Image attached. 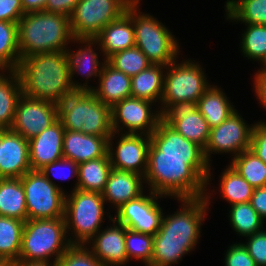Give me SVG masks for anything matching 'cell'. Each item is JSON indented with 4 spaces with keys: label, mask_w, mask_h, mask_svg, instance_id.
I'll list each match as a JSON object with an SVG mask.
<instances>
[{
    "label": "cell",
    "mask_w": 266,
    "mask_h": 266,
    "mask_svg": "<svg viewBox=\"0 0 266 266\" xmlns=\"http://www.w3.org/2000/svg\"><path fill=\"white\" fill-rule=\"evenodd\" d=\"M0 146H1V127H0Z\"/></svg>",
    "instance_id": "obj_54"
},
{
    "label": "cell",
    "mask_w": 266,
    "mask_h": 266,
    "mask_svg": "<svg viewBox=\"0 0 266 266\" xmlns=\"http://www.w3.org/2000/svg\"><path fill=\"white\" fill-rule=\"evenodd\" d=\"M104 204L106 202L98 192L76 189L69 195L66 193L64 219L71 244L85 245L101 230L106 215Z\"/></svg>",
    "instance_id": "obj_8"
},
{
    "label": "cell",
    "mask_w": 266,
    "mask_h": 266,
    "mask_svg": "<svg viewBox=\"0 0 266 266\" xmlns=\"http://www.w3.org/2000/svg\"><path fill=\"white\" fill-rule=\"evenodd\" d=\"M205 197L177 199L181 208L171 215L163 214L159 231L154 235L153 255L149 266H172L180 263L184 255L196 249L201 226L210 209L211 194ZM208 194V195H207Z\"/></svg>",
    "instance_id": "obj_2"
},
{
    "label": "cell",
    "mask_w": 266,
    "mask_h": 266,
    "mask_svg": "<svg viewBox=\"0 0 266 266\" xmlns=\"http://www.w3.org/2000/svg\"><path fill=\"white\" fill-rule=\"evenodd\" d=\"M145 178L138 173L113 169L110 171L102 197L113 209H119L126 202L144 193ZM115 207V208H114Z\"/></svg>",
    "instance_id": "obj_22"
},
{
    "label": "cell",
    "mask_w": 266,
    "mask_h": 266,
    "mask_svg": "<svg viewBox=\"0 0 266 266\" xmlns=\"http://www.w3.org/2000/svg\"><path fill=\"white\" fill-rule=\"evenodd\" d=\"M58 119V104L26 95L19 98L10 130L30 140Z\"/></svg>",
    "instance_id": "obj_16"
},
{
    "label": "cell",
    "mask_w": 266,
    "mask_h": 266,
    "mask_svg": "<svg viewBox=\"0 0 266 266\" xmlns=\"http://www.w3.org/2000/svg\"><path fill=\"white\" fill-rule=\"evenodd\" d=\"M24 14L21 0H0V21L18 23Z\"/></svg>",
    "instance_id": "obj_46"
},
{
    "label": "cell",
    "mask_w": 266,
    "mask_h": 266,
    "mask_svg": "<svg viewBox=\"0 0 266 266\" xmlns=\"http://www.w3.org/2000/svg\"><path fill=\"white\" fill-rule=\"evenodd\" d=\"M243 243L257 266H266V229L246 237Z\"/></svg>",
    "instance_id": "obj_43"
},
{
    "label": "cell",
    "mask_w": 266,
    "mask_h": 266,
    "mask_svg": "<svg viewBox=\"0 0 266 266\" xmlns=\"http://www.w3.org/2000/svg\"><path fill=\"white\" fill-rule=\"evenodd\" d=\"M225 6L228 21L266 25V0H227Z\"/></svg>",
    "instance_id": "obj_32"
},
{
    "label": "cell",
    "mask_w": 266,
    "mask_h": 266,
    "mask_svg": "<svg viewBox=\"0 0 266 266\" xmlns=\"http://www.w3.org/2000/svg\"><path fill=\"white\" fill-rule=\"evenodd\" d=\"M263 67V68H262ZM256 74H266V61L261 66V69H259Z\"/></svg>",
    "instance_id": "obj_53"
},
{
    "label": "cell",
    "mask_w": 266,
    "mask_h": 266,
    "mask_svg": "<svg viewBox=\"0 0 266 266\" xmlns=\"http://www.w3.org/2000/svg\"><path fill=\"white\" fill-rule=\"evenodd\" d=\"M0 216L27 220L25 192L20 178H0Z\"/></svg>",
    "instance_id": "obj_31"
},
{
    "label": "cell",
    "mask_w": 266,
    "mask_h": 266,
    "mask_svg": "<svg viewBox=\"0 0 266 266\" xmlns=\"http://www.w3.org/2000/svg\"><path fill=\"white\" fill-rule=\"evenodd\" d=\"M108 214L110 222L113 223L112 226L109 225L110 227L107 226L104 230L101 229L85 245L88 246L103 266H123L128 262L125 248L127 228L117 222L110 213Z\"/></svg>",
    "instance_id": "obj_19"
},
{
    "label": "cell",
    "mask_w": 266,
    "mask_h": 266,
    "mask_svg": "<svg viewBox=\"0 0 266 266\" xmlns=\"http://www.w3.org/2000/svg\"><path fill=\"white\" fill-rule=\"evenodd\" d=\"M46 3L47 0H21V5L25 13L44 11Z\"/></svg>",
    "instance_id": "obj_50"
},
{
    "label": "cell",
    "mask_w": 266,
    "mask_h": 266,
    "mask_svg": "<svg viewBox=\"0 0 266 266\" xmlns=\"http://www.w3.org/2000/svg\"><path fill=\"white\" fill-rule=\"evenodd\" d=\"M25 221L0 216V257L18 262Z\"/></svg>",
    "instance_id": "obj_34"
},
{
    "label": "cell",
    "mask_w": 266,
    "mask_h": 266,
    "mask_svg": "<svg viewBox=\"0 0 266 266\" xmlns=\"http://www.w3.org/2000/svg\"><path fill=\"white\" fill-rule=\"evenodd\" d=\"M228 98L223 89L211 85L197 101V109L210 129L219 126L237 110Z\"/></svg>",
    "instance_id": "obj_27"
},
{
    "label": "cell",
    "mask_w": 266,
    "mask_h": 266,
    "mask_svg": "<svg viewBox=\"0 0 266 266\" xmlns=\"http://www.w3.org/2000/svg\"><path fill=\"white\" fill-rule=\"evenodd\" d=\"M79 0H47L44 11L71 16Z\"/></svg>",
    "instance_id": "obj_47"
},
{
    "label": "cell",
    "mask_w": 266,
    "mask_h": 266,
    "mask_svg": "<svg viewBox=\"0 0 266 266\" xmlns=\"http://www.w3.org/2000/svg\"><path fill=\"white\" fill-rule=\"evenodd\" d=\"M107 62L130 77L137 75L152 65L137 46L113 54L107 59Z\"/></svg>",
    "instance_id": "obj_39"
},
{
    "label": "cell",
    "mask_w": 266,
    "mask_h": 266,
    "mask_svg": "<svg viewBox=\"0 0 266 266\" xmlns=\"http://www.w3.org/2000/svg\"><path fill=\"white\" fill-rule=\"evenodd\" d=\"M229 209V221L233 230L241 237H249L263 230L264 220L252 207L250 202L236 203Z\"/></svg>",
    "instance_id": "obj_36"
},
{
    "label": "cell",
    "mask_w": 266,
    "mask_h": 266,
    "mask_svg": "<svg viewBox=\"0 0 266 266\" xmlns=\"http://www.w3.org/2000/svg\"><path fill=\"white\" fill-rule=\"evenodd\" d=\"M30 170L28 140L19 133L1 128L0 178H21Z\"/></svg>",
    "instance_id": "obj_20"
},
{
    "label": "cell",
    "mask_w": 266,
    "mask_h": 266,
    "mask_svg": "<svg viewBox=\"0 0 266 266\" xmlns=\"http://www.w3.org/2000/svg\"><path fill=\"white\" fill-rule=\"evenodd\" d=\"M20 61L18 23L0 21V70H16Z\"/></svg>",
    "instance_id": "obj_35"
},
{
    "label": "cell",
    "mask_w": 266,
    "mask_h": 266,
    "mask_svg": "<svg viewBox=\"0 0 266 266\" xmlns=\"http://www.w3.org/2000/svg\"><path fill=\"white\" fill-rule=\"evenodd\" d=\"M58 119L65 130L106 137L113 134L111 107L92 91H74L58 104Z\"/></svg>",
    "instance_id": "obj_5"
},
{
    "label": "cell",
    "mask_w": 266,
    "mask_h": 266,
    "mask_svg": "<svg viewBox=\"0 0 266 266\" xmlns=\"http://www.w3.org/2000/svg\"><path fill=\"white\" fill-rule=\"evenodd\" d=\"M74 42L82 44L76 51L71 50L69 47L64 51L70 71L71 84L75 91H92L93 87L88 85L91 77L99 78L102 69L106 63V59H102L103 62H99V52H102L99 43L93 38L75 39ZM84 44V45H83ZM95 44V45H94ZM97 46V47H96ZM95 47V48H93ZM81 74L84 77L85 83L76 82L73 78L74 75Z\"/></svg>",
    "instance_id": "obj_18"
},
{
    "label": "cell",
    "mask_w": 266,
    "mask_h": 266,
    "mask_svg": "<svg viewBox=\"0 0 266 266\" xmlns=\"http://www.w3.org/2000/svg\"><path fill=\"white\" fill-rule=\"evenodd\" d=\"M224 257L225 266H257L242 242L231 244Z\"/></svg>",
    "instance_id": "obj_44"
},
{
    "label": "cell",
    "mask_w": 266,
    "mask_h": 266,
    "mask_svg": "<svg viewBox=\"0 0 266 266\" xmlns=\"http://www.w3.org/2000/svg\"><path fill=\"white\" fill-rule=\"evenodd\" d=\"M103 52V59L135 46L133 19L126 11L118 19L107 24L94 38Z\"/></svg>",
    "instance_id": "obj_24"
},
{
    "label": "cell",
    "mask_w": 266,
    "mask_h": 266,
    "mask_svg": "<svg viewBox=\"0 0 266 266\" xmlns=\"http://www.w3.org/2000/svg\"><path fill=\"white\" fill-rule=\"evenodd\" d=\"M253 82L256 98L266 110V74H255Z\"/></svg>",
    "instance_id": "obj_49"
},
{
    "label": "cell",
    "mask_w": 266,
    "mask_h": 266,
    "mask_svg": "<svg viewBox=\"0 0 266 266\" xmlns=\"http://www.w3.org/2000/svg\"><path fill=\"white\" fill-rule=\"evenodd\" d=\"M150 138L151 142L160 150V156L205 157L204 149L201 146L186 139L162 120L159 121Z\"/></svg>",
    "instance_id": "obj_25"
},
{
    "label": "cell",
    "mask_w": 266,
    "mask_h": 266,
    "mask_svg": "<svg viewBox=\"0 0 266 266\" xmlns=\"http://www.w3.org/2000/svg\"><path fill=\"white\" fill-rule=\"evenodd\" d=\"M20 179L28 220L64 217L66 193L62 186L52 184L40 170H30Z\"/></svg>",
    "instance_id": "obj_10"
},
{
    "label": "cell",
    "mask_w": 266,
    "mask_h": 266,
    "mask_svg": "<svg viewBox=\"0 0 266 266\" xmlns=\"http://www.w3.org/2000/svg\"><path fill=\"white\" fill-rule=\"evenodd\" d=\"M219 191L221 197L230 206L236 203L250 202L254 188L230 164L220 176Z\"/></svg>",
    "instance_id": "obj_33"
},
{
    "label": "cell",
    "mask_w": 266,
    "mask_h": 266,
    "mask_svg": "<svg viewBox=\"0 0 266 266\" xmlns=\"http://www.w3.org/2000/svg\"><path fill=\"white\" fill-rule=\"evenodd\" d=\"M92 92L111 108L131 96V77L112 67L107 61L98 78V86Z\"/></svg>",
    "instance_id": "obj_26"
},
{
    "label": "cell",
    "mask_w": 266,
    "mask_h": 266,
    "mask_svg": "<svg viewBox=\"0 0 266 266\" xmlns=\"http://www.w3.org/2000/svg\"><path fill=\"white\" fill-rule=\"evenodd\" d=\"M40 171L54 185H56V183L52 180V175L57 179L62 180H67L73 177H76V180H78V164L65 158L45 165Z\"/></svg>",
    "instance_id": "obj_42"
},
{
    "label": "cell",
    "mask_w": 266,
    "mask_h": 266,
    "mask_svg": "<svg viewBox=\"0 0 266 266\" xmlns=\"http://www.w3.org/2000/svg\"><path fill=\"white\" fill-rule=\"evenodd\" d=\"M71 245L64 217L27 219L18 262H57Z\"/></svg>",
    "instance_id": "obj_6"
},
{
    "label": "cell",
    "mask_w": 266,
    "mask_h": 266,
    "mask_svg": "<svg viewBox=\"0 0 266 266\" xmlns=\"http://www.w3.org/2000/svg\"><path fill=\"white\" fill-rule=\"evenodd\" d=\"M22 94L59 104L75 90L64 52L35 54L21 58L16 69Z\"/></svg>",
    "instance_id": "obj_3"
},
{
    "label": "cell",
    "mask_w": 266,
    "mask_h": 266,
    "mask_svg": "<svg viewBox=\"0 0 266 266\" xmlns=\"http://www.w3.org/2000/svg\"><path fill=\"white\" fill-rule=\"evenodd\" d=\"M165 71L166 66L152 64L147 69L132 76L131 96L160 104L164 90Z\"/></svg>",
    "instance_id": "obj_28"
},
{
    "label": "cell",
    "mask_w": 266,
    "mask_h": 266,
    "mask_svg": "<svg viewBox=\"0 0 266 266\" xmlns=\"http://www.w3.org/2000/svg\"><path fill=\"white\" fill-rule=\"evenodd\" d=\"M210 170L205 157L160 156V150L151 142L145 184L164 197L201 198L210 188Z\"/></svg>",
    "instance_id": "obj_1"
},
{
    "label": "cell",
    "mask_w": 266,
    "mask_h": 266,
    "mask_svg": "<svg viewBox=\"0 0 266 266\" xmlns=\"http://www.w3.org/2000/svg\"><path fill=\"white\" fill-rule=\"evenodd\" d=\"M111 170L108 153L104 157L78 164V180L73 190L102 193Z\"/></svg>",
    "instance_id": "obj_30"
},
{
    "label": "cell",
    "mask_w": 266,
    "mask_h": 266,
    "mask_svg": "<svg viewBox=\"0 0 266 266\" xmlns=\"http://www.w3.org/2000/svg\"><path fill=\"white\" fill-rule=\"evenodd\" d=\"M13 264L10 260L0 257V266H13Z\"/></svg>",
    "instance_id": "obj_52"
},
{
    "label": "cell",
    "mask_w": 266,
    "mask_h": 266,
    "mask_svg": "<svg viewBox=\"0 0 266 266\" xmlns=\"http://www.w3.org/2000/svg\"><path fill=\"white\" fill-rule=\"evenodd\" d=\"M230 165L255 189L266 186V164L250 149L234 157Z\"/></svg>",
    "instance_id": "obj_37"
},
{
    "label": "cell",
    "mask_w": 266,
    "mask_h": 266,
    "mask_svg": "<svg viewBox=\"0 0 266 266\" xmlns=\"http://www.w3.org/2000/svg\"><path fill=\"white\" fill-rule=\"evenodd\" d=\"M250 150L266 164V121H257L252 130Z\"/></svg>",
    "instance_id": "obj_45"
},
{
    "label": "cell",
    "mask_w": 266,
    "mask_h": 266,
    "mask_svg": "<svg viewBox=\"0 0 266 266\" xmlns=\"http://www.w3.org/2000/svg\"><path fill=\"white\" fill-rule=\"evenodd\" d=\"M108 151L106 137L65 130L63 136V158L77 164L104 157Z\"/></svg>",
    "instance_id": "obj_23"
},
{
    "label": "cell",
    "mask_w": 266,
    "mask_h": 266,
    "mask_svg": "<svg viewBox=\"0 0 266 266\" xmlns=\"http://www.w3.org/2000/svg\"><path fill=\"white\" fill-rule=\"evenodd\" d=\"M134 0H79L70 16L75 39L95 38L110 22L126 12Z\"/></svg>",
    "instance_id": "obj_11"
},
{
    "label": "cell",
    "mask_w": 266,
    "mask_h": 266,
    "mask_svg": "<svg viewBox=\"0 0 266 266\" xmlns=\"http://www.w3.org/2000/svg\"><path fill=\"white\" fill-rule=\"evenodd\" d=\"M161 120L174 128L186 139L205 149L210 127L197 109V102L183 101L169 104L161 112Z\"/></svg>",
    "instance_id": "obj_17"
},
{
    "label": "cell",
    "mask_w": 266,
    "mask_h": 266,
    "mask_svg": "<svg viewBox=\"0 0 266 266\" xmlns=\"http://www.w3.org/2000/svg\"><path fill=\"white\" fill-rule=\"evenodd\" d=\"M177 61L176 59L166 66L163 96L160 106H157L160 112L169 104L197 102L211 86L200 63L191 59L182 60L181 63Z\"/></svg>",
    "instance_id": "obj_9"
},
{
    "label": "cell",
    "mask_w": 266,
    "mask_h": 266,
    "mask_svg": "<svg viewBox=\"0 0 266 266\" xmlns=\"http://www.w3.org/2000/svg\"><path fill=\"white\" fill-rule=\"evenodd\" d=\"M246 29L241 36L240 49L244 57L259 61L262 65L266 61V25L245 24Z\"/></svg>",
    "instance_id": "obj_38"
},
{
    "label": "cell",
    "mask_w": 266,
    "mask_h": 266,
    "mask_svg": "<svg viewBox=\"0 0 266 266\" xmlns=\"http://www.w3.org/2000/svg\"><path fill=\"white\" fill-rule=\"evenodd\" d=\"M250 204L260 217L266 221V186L255 188L253 190Z\"/></svg>",
    "instance_id": "obj_48"
},
{
    "label": "cell",
    "mask_w": 266,
    "mask_h": 266,
    "mask_svg": "<svg viewBox=\"0 0 266 266\" xmlns=\"http://www.w3.org/2000/svg\"><path fill=\"white\" fill-rule=\"evenodd\" d=\"M154 104L151 101L132 96L116 103L111 108L113 132L150 136L161 120L159 108L152 109Z\"/></svg>",
    "instance_id": "obj_12"
},
{
    "label": "cell",
    "mask_w": 266,
    "mask_h": 266,
    "mask_svg": "<svg viewBox=\"0 0 266 266\" xmlns=\"http://www.w3.org/2000/svg\"><path fill=\"white\" fill-rule=\"evenodd\" d=\"M74 42L70 17L46 11L27 12L18 21L21 58L35 54L64 52Z\"/></svg>",
    "instance_id": "obj_4"
},
{
    "label": "cell",
    "mask_w": 266,
    "mask_h": 266,
    "mask_svg": "<svg viewBox=\"0 0 266 266\" xmlns=\"http://www.w3.org/2000/svg\"><path fill=\"white\" fill-rule=\"evenodd\" d=\"M114 139H117L116 149L113 147ZM150 144L151 138L145 134L120 133L119 135V133L113 132L108 139L107 151L112 168L131 171L144 177L147 171Z\"/></svg>",
    "instance_id": "obj_15"
},
{
    "label": "cell",
    "mask_w": 266,
    "mask_h": 266,
    "mask_svg": "<svg viewBox=\"0 0 266 266\" xmlns=\"http://www.w3.org/2000/svg\"><path fill=\"white\" fill-rule=\"evenodd\" d=\"M56 266H103L88 246L72 244L57 260Z\"/></svg>",
    "instance_id": "obj_41"
},
{
    "label": "cell",
    "mask_w": 266,
    "mask_h": 266,
    "mask_svg": "<svg viewBox=\"0 0 266 266\" xmlns=\"http://www.w3.org/2000/svg\"><path fill=\"white\" fill-rule=\"evenodd\" d=\"M64 132L65 128L57 119L47 129L28 140L31 170H40L63 158Z\"/></svg>",
    "instance_id": "obj_21"
},
{
    "label": "cell",
    "mask_w": 266,
    "mask_h": 266,
    "mask_svg": "<svg viewBox=\"0 0 266 266\" xmlns=\"http://www.w3.org/2000/svg\"><path fill=\"white\" fill-rule=\"evenodd\" d=\"M8 74V75H7ZM22 95L20 77L16 70H0V127L10 129L16 105Z\"/></svg>",
    "instance_id": "obj_29"
},
{
    "label": "cell",
    "mask_w": 266,
    "mask_h": 266,
    "mask_svg": "<svg viewBox=\"0 0 266 266\" xmlns=\"http://www.w3.org/2000/svg\"><path fill=\"white\" fill-rule=\"evenodd\" d=\"M147 191L149 195L144 192L117 209L114 219L128 229L154 236L159 231L165 214L157 201L166 197Z\"/></svg>",
    "instance_id": "obj_14"
},
{
    "label": "cell",
    "mask_w": 266,
    "mask_h": 266,
    "mask_svg": "<svg viewBox=\"0 0 266 266\" xmlns=\"http://www.w3.org/2000/svg\"><path fill=\"white\" fill-rule=\"evenodd\" d=\"M140 0H134L126 9L133 19L135 46L152 64L167 66L180 56L179 42L162 22L139 11Z\"/></svg>",
    "instance_id": "obj_7"
},
{
    "label": "cell",
    "mask_w": 266,
    "mask_h": 266,
    "mask_svg": "<svg viewBox=\"0 0 266 266\" xmlns=\"http://www.w3.org/2000/svg\"><path fill=\"white\" fill-rule=\"evenodd\" d=\"M154 236L126 229L125 248L127 261L131 258L140 260L145 266L151 264L153 255Z\"/></svg>",
    "instance_id": "obj_40"
},
{
    "label": "cell",
    "mask_w": 266,
    "mask_h": 266,
    "mask_svg": "<svg viewBox=\"0 0 266 266\" xmlns=\"http://www.w3.org/2000/svg\"><path fill=\"white\" fill-rule=\"evenodd\" d=\"M236 110L219 126L210 129L204 156L209 165L211 154L230 153L231 160L245 150L250 149L252 130L255 124L247 125ZM218 152V153H217Z\"/></svg>",
    "instance_id": "obj_13"
},
{
    "label": "cell",
    "mask_w": 266,
    "mask_h": 266,
    "mask_svg": "<svg viewBox=\"0 0 266 266\" xmlns=\"http://www.w3.org/2000/svg\"><path fill=\"white\" fill-rule=\"evenodd\" d=\"M13 266H56V262H16Z\"/></svg>",
    "instance_id": "obj_51"
}]
</instances>
